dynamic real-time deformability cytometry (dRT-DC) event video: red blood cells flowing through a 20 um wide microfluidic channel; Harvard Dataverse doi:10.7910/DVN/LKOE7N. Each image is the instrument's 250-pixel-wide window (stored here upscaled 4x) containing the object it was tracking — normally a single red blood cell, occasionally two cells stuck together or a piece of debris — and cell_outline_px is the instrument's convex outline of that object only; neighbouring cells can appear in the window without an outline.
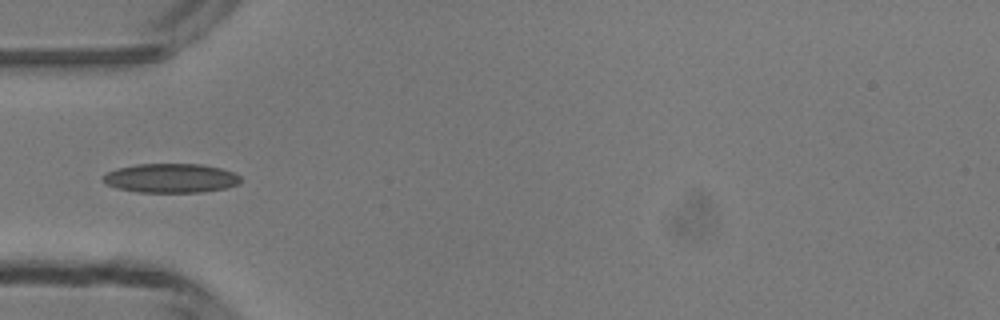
{"species": "common noctule bat (a hibernating species)", "species_latin": "Nyctalus noctula", "temperature_condition": "room temperature", "stored_images_in_passage": 47, "camera_frame_rate_fps": 3000, "um_per_image_px": 0.085, "animal": {"sex": "male", "body_mass_g": 13.3}, "frame": {"image": 1, "passage_image": 15, "time_ms": 4.667, "image_size_px": [1000, 320], "cell_outline_px": [[240, 184], [228, 188], [200, 192], [136, 192], [116, 188], [100, 180], [108, 172], [116, 168], [136, 164], [200, 164], [220, 168], [236, 172], [240, 176]], "centroid_in_image_um": [14.54, 15.14], "position_along_channel_um": 70.5, "area_um2": 23.58}}
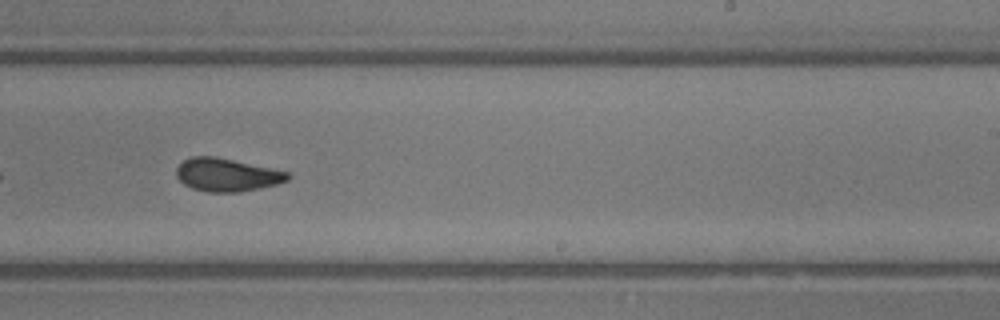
{"frame": {"image": 2, "passage_image": 29, "time_ms": 9.333, "image_size_px": [1000, 320], "cell_outline_px": [[292, 176], [288, 180], [276, 184], [240, 192], [208, 192], [192, 188], [184, 184], [176, 176], [176, 168], [184, 160], [192, 156], [216, 156], [288, 172]], "centroid_in_image_um": [19.27, 14.86], "position_along_channel_um": 269.7, "area_um2": 21.33}}
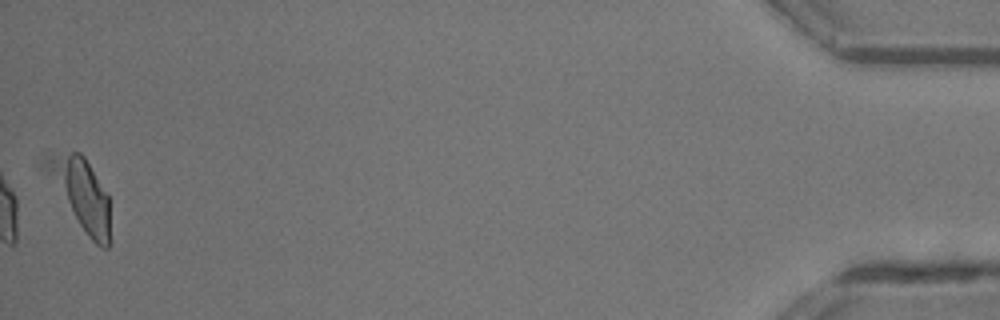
{"frame": {"image": 3, "passage_image": 47, "time_ms": 15.333, "image_size_px": [1000, 320], "cell_outline_px": [[112, 240], [108, 248], [100, 248], [88, 236], [80, 224], [44, 168], [40, 160], [44, 156], [72, 152], [80, 152], [84, 156], [108, 196]], "centroid_in_image_um": [6.95, 16.49], "position_along_channel_um": 428.2, "area_um2": 25.61}, "authors_computed_cell_mechanics": {"area_um2": 21.964, "velocity_mm_per_s": 4.2536, "shape_relaxation_time_tau1_ms": 3.6063, "shape_relaxation_time_tau2_ms": 2.0679, "deformation_change_tau1": 0.1236, "deformation_change_tau2": 0.0748}}